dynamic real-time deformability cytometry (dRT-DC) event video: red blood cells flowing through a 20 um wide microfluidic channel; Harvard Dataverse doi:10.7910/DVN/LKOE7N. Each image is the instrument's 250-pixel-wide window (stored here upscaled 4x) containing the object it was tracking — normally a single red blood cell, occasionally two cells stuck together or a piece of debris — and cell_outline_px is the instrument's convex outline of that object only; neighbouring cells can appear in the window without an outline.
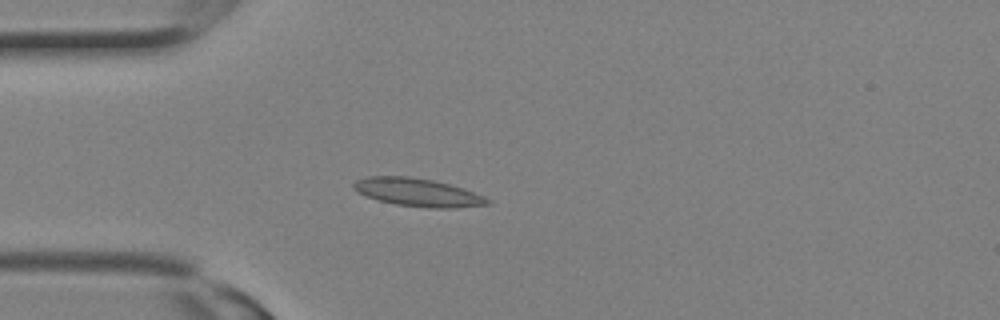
{"species": "Egyptian fruit bat (a non-hibernating species)", "species_latin": "Rousettus aegyptiacus", "temperature_condition": "room temperature", "stored_images_in_passage": 2, "camera_frame_rate_fps": 3000, "um_per_image_px": 0.085, "animal": {"sex": "female"}, "frame": {"image": 1, "passage_image": 2, "time_ms": 0.333, "image_size_px": [1000, 320], "cell_outline_px": [[492, 204], [456, 208], [428, 208], [396, 204], [380, 200], [356, 192], [352, 188], [352, 184], [356, 180], [364, 176], [408, 176], [432, 180], [448, 184], [484, 196], [492, 200]], "centroid_in_image_um": [35.49, 16.35], "position_along_channel_um": 49.5, "area_um2": 21.85}}